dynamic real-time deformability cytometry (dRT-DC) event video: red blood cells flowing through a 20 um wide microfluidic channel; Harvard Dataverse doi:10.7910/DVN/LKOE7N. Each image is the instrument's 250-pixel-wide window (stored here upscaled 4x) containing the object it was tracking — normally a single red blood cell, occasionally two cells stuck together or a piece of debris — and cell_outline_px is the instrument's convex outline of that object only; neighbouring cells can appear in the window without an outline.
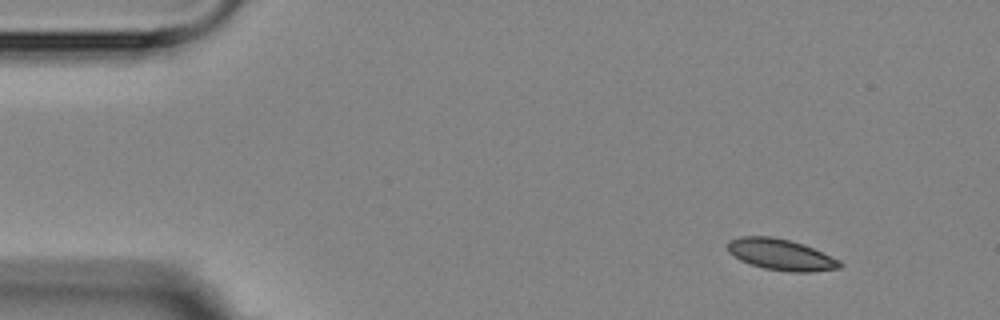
{"species": "Egyptian fruit bat (a non-hibernating species)", "species_latin": "Rousettus aegyptiacus", "temperature_condition": "room temperature", "stored_images_in_passage": 4, "camera_frame_rate_fps": 3000, "um_per_image_px": 0.085, "animal": {"sex": "female"}, "frame": {"image": 1, "passage_image": 1, "time_ms": 0.0, "image_size_px": [1000, 320], "cell_outline_px": [[844, 264], [840, 268], [812, 272], [788, 272], [764, 268], [740, 260], [728, 252], [728, 240], [740, 236], [772, 236], [804, 244], [840, 260]], "centroid_in_image_um": [66.39, 21.64], "position_along_channel_um": 18.6, "area_um2": 20.46}}